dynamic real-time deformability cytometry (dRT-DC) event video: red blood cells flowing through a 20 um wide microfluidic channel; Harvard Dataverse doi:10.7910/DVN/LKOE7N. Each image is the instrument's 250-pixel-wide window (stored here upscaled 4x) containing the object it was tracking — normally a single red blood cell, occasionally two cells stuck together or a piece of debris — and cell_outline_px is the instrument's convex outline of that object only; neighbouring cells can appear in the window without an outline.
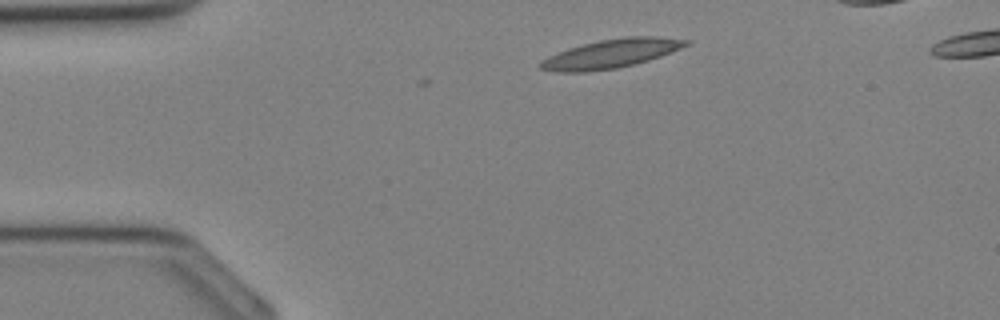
{"species": "Egyptian fruit bat (a non-hibernating species)", "species_latin": "Rousettus aegyptiacus", "temperature_condition": "cold", "stored_images_in_passage": 5, "camera_frame_rate_fps": 3000, "um_per_image_px": 0.085, "animal": {"sex": "female"}, "frame": {"image": 1, "passage_image": 1, "time_ms": 0.0, "image_size_px": [1000, 320], "cell_outline_px": [[692, 44], [660, 56], [636, 64], [616, 68], [588, 72], [556, 72], [540, 68], [540, 64], [548, 56], [568, 48], [600, 40], [624, 36], [656, 36], [692, 40]], "centroid_in_image_um": [52.01, 4.55], "position_along_channel_um": 33.0, "area_um2": 24.45}}
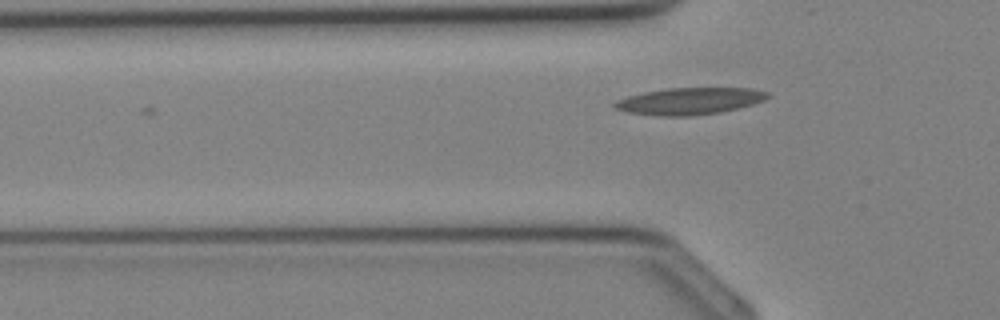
{"frame": {"image": 2, "passage_image": 5, "time_ms": 1.333, "image_size_px": [1000, 320], "cell_outline_px": [[772, 96], [764, 100], [752, 104], [720, 112], [688, 116], [660, 116], [628, 112], [616, 108], [612, 104], [616, 100], [628, 96], [644, 92], [668, 88], [752, 88], [768, 92]], "centroid_in_image_um": [58.63, 8.58], "position_along_channel_um": 67.2, "area_um2": 23.81}}